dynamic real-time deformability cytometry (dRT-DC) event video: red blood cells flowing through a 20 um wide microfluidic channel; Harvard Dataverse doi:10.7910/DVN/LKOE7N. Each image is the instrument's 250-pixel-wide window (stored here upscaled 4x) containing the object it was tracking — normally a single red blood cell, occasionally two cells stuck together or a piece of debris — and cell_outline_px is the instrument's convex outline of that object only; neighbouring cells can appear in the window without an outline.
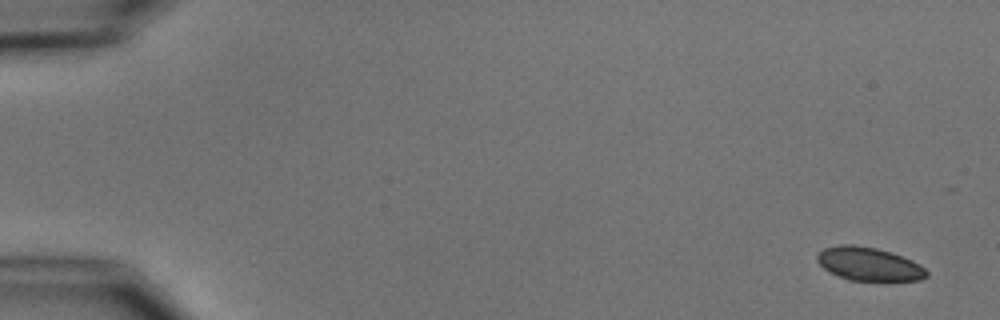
{"species": "common noctule bat (a hibernating species)", "species_latin": "Nyctalus noctula", "temperature_condition": "cold", "stored_images_in_passage": 5, "camera_frame_rate_fps": 3000, "um_per_image_px": 0.085, "animal": {"sex": "male", "body_mass_g": 15.6}, "frame": {"image": 1, "passage_image": 1, "time_ms": 0.0, "image_size_px": [1000, 320], "cell_outline_px": [[928, 276], [920, 280], [848, 280], [824, 268], [816, 260], [816, 256], [824, 248], [840, 244], [852, 244], [876, 248], [892, 252], [912, 260], [920, 264], [928, 272]], "centroid_in_image_um": [73.87, 22.43], "position_along_channel_um": 11.1, "area_um2": 21.15}}
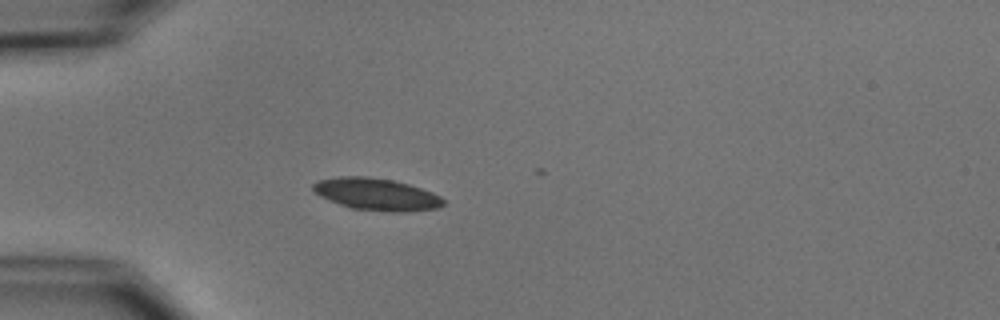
{"frame": {"image": 2, "passage_image": 4, "time_ms": 4.667, "image_size_px": [1000, 320], "cell_outline_px": [[444, 204], [436, 208], [404, 212], [392, 212], [352, 208], [340, 204], [320, 196], [312, 188], [312, 184], [320, 180], [336, 176], [368, 176], [392, 180], [408, 184], [432, 192], [440, 196], [444, 200]], "centroid_in_image_um": [32.0, 16.5], "position_along_channel_um": 53.0, "area_um2": 24.16}}